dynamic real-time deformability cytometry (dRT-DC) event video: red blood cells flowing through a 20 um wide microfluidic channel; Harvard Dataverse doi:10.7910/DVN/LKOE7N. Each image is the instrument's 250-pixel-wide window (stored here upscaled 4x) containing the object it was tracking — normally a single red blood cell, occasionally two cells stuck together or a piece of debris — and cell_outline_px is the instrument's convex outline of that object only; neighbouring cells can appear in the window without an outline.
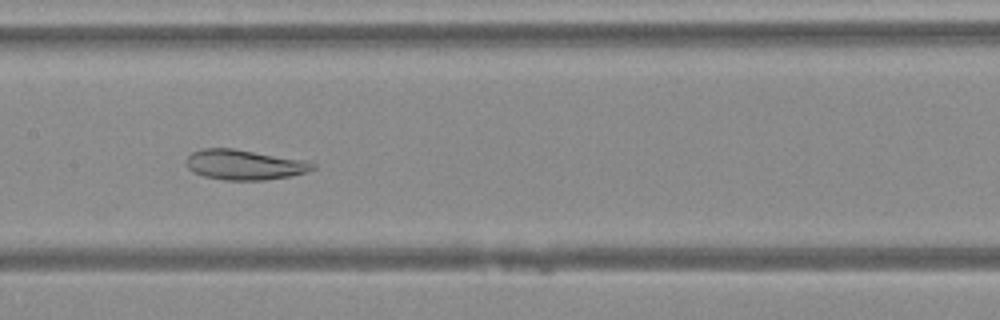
{"species": "Egyptian fruit bat (a non-hibernating species)", "species_latin": "Rousettus aegyptiacus", "temperature_condition": "warm", "stored_images_in_passage": 47, "camera_frame_rate_fps": 3000, "um_per_image_px": 0.085, "animal": {"sex": "female"}, "frame": {"image": 1, "passage_image": 23, "time_ms": 7.333, "image_size_px": [1000, 320], "cell_outline_px": [[316, 168], [292, 176], [264, 180], [224, 180], [204, 176], [192, 172], [188, 168], [188, 156], [192, 152], [204, 148], [232, 148], [312, 160], [316, 164]], "centroid_in_image_um": [20.86, 13.99], "position_along_channel_um": 186.5, "area_um2": 22.48}}
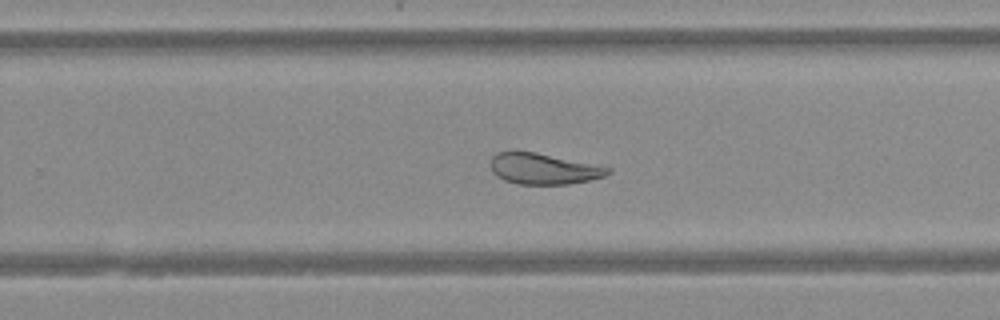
{"frame": {"image": 2, "passage_image": 30, "time_ms": 9.667, "image_size_px": [1000, 320], "cell_outline_px": [[612, 172], [604, 176], [588, 180], [568, 184], [520, 184], [504, 180], [496, 176], [492, 172], [492, 156], [496, 152], [512, 148], [536, 152], [612, 168]], "centroid_in_image_um": [46.14, 14.31], "position_along_channel_um": 283.7, "area_um2": 21.44}}
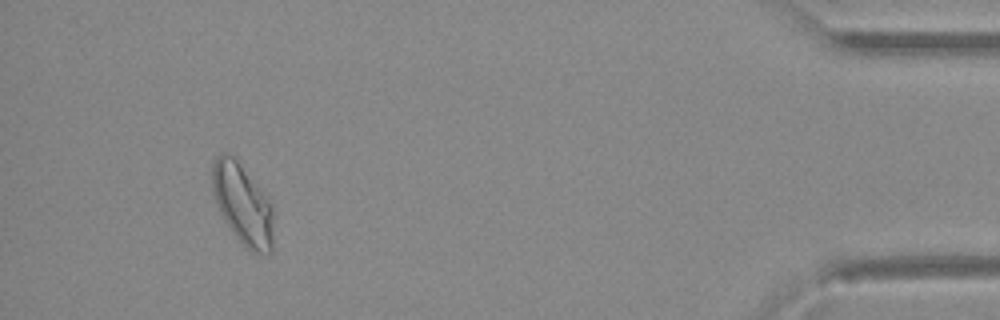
{"frame": {"image": 3, "passage_image": 44, "time_ms": 14.333, "image_size_px": [1000, 320], "cell_outline_px": [[272, 252], [268, 256], [252, 252], [236, 236], [224, 220], [220, 212], [212, 188], [212, 160], [220, 152], [224, 152], [232, 156], [236, 160], [272, 204]], "centroid_in_image_um": [20.61, 17.38], "position_along_channel_um": 414.6, "area_um2": 28.26}}